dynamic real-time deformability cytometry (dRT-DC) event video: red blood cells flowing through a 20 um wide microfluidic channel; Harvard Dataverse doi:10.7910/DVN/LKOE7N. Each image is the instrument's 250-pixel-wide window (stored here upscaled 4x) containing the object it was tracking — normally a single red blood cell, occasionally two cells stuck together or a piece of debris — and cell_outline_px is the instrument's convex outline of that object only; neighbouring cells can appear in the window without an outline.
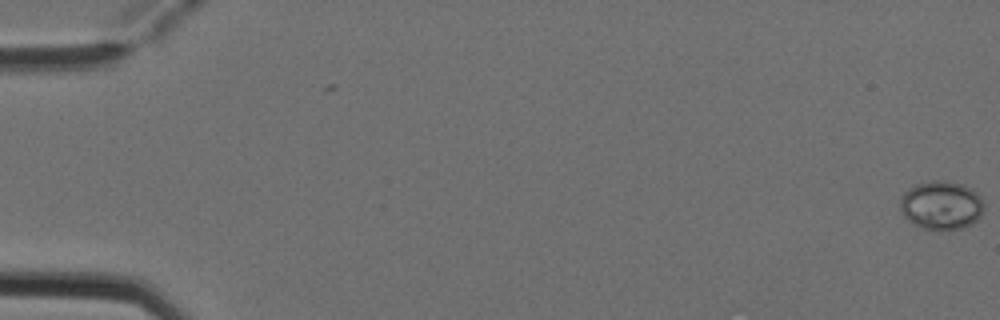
{"species": "Egyptian fruit bat (a non-hibernating species)", "species_latin": "Rousettus aegyptiacus", "temperature_condition": "cold", "stored_images_in_passage": 3, "camera_frame_rate_fps": 3000, "um_per_image_px": 0.085, "animal": {"sex": "female"}, "frame": {"image": 1, "passage_image": 1, "time_ms": 0.0, "image_size_px": [1000, 320], "cell_outline_px": [[984, 208], [980, 216], [976, 220], [964, 228], [940, 232], [924, 228], [908, 220], [904, 216], [900, 208], [900, 196], [908, 188], [916, 184], [932, 180], [944, 180], [964, 184], [972, 188], [984, 200]], "centroid_in_image_um": [80.02, 17.45], "position_along_channel_um": 5.0, "area_um2": 24.28}}